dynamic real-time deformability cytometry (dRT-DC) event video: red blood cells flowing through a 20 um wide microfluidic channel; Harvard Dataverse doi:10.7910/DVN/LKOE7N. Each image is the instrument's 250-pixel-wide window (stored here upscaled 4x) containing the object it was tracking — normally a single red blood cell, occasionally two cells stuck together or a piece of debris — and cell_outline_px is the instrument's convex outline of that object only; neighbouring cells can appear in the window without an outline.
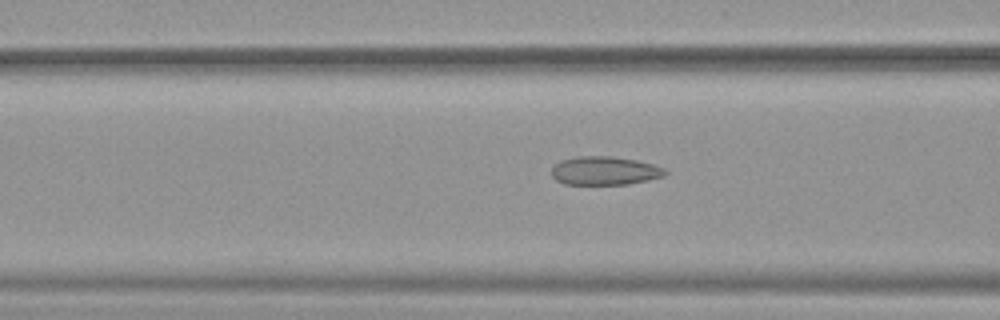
{"species": "common noctule bat (a hibernating species)", "species_latin": "Nyctalus noctula", "temperature_condition": "warm", "stored_images_in_passage": 29, "camera_frame_rate_fps": 3000, "um_per_image_px": 0.085, "animal": {"sex": "female", "body_mass_g": 19.9}, "frame": {"image": 1, "passage_image": 8, "time_ms": 2.333, "image_size_px": [1000, 320], "cell_outline_px": [[668, 172], [664, 176], [648, 180], [628, 184], [564, 184], [556, 180], [552, 176], [552, 168], [560, 160], [576, 156], [612, 156], [636, 160], [652, 164], [664, 168]], "centroid_in_image_um": [51.39, 14.51], "position_along_channel_um": 115.2, "area_um2": 18.9}}
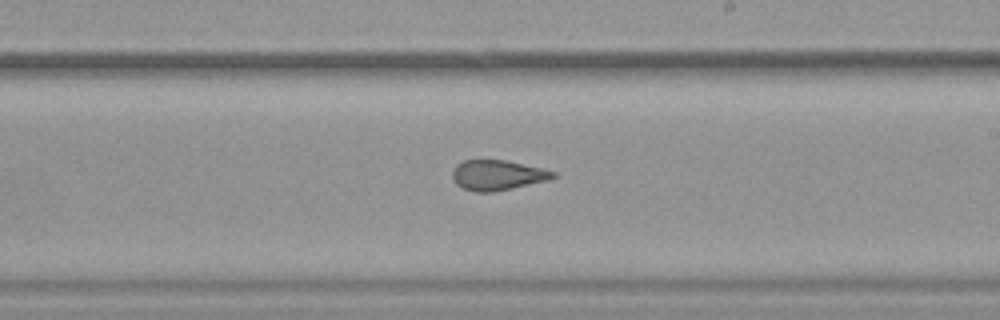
{"frame": {"image": 2, "passage_image": 18, "time_ms": 5.667, "image_size_px": [1000, 320], "cell_outline_px": [[556, 176], [548, 180], [512, 188], [492, 192], [476, 192], [464, 188], [456, 184], [452, 176], [452, 172], [456, 164], [464, 160], [508, 160], [544, 168], [556, 172]], "centroid_in_image_um": [42.3, 14.87], "position_along_channel_um": 246.7, "area_um2": 17.74}}
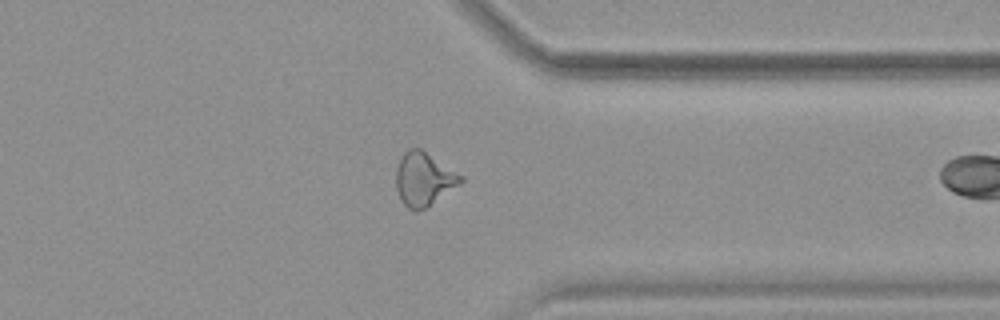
{"frame": {"image": 3, "passage_image": 28, "time_ms": 9.0, "image_size_px": [1000, 320], "cell_outline_px": [[464, 180], [460, 184], [424, 208], [408, 208], [404, 204], [396, 188], [396, 168], [400, 156], [408, 148], [420, 148], [464, 176]], "centroid_in_image_um": [36.02, 15.17], "position_along_channel_um": 375.4, "area_um2": 19.77}}